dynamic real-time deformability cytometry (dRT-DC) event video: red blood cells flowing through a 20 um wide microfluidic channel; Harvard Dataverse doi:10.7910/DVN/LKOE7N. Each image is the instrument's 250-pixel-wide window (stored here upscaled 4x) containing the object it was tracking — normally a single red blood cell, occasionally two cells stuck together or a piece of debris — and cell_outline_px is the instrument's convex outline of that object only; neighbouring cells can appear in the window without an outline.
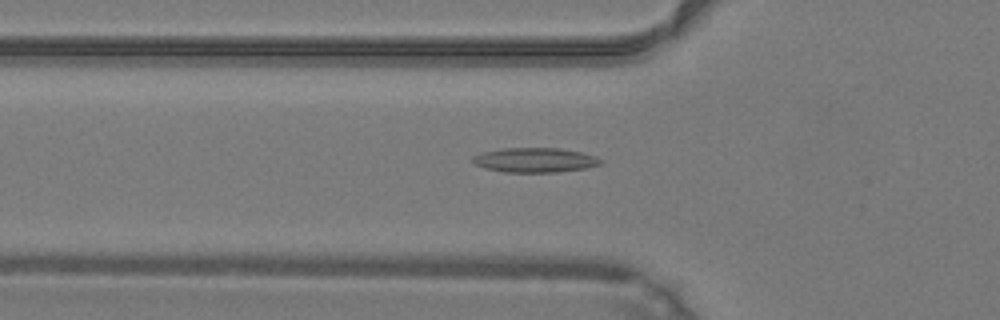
{"species": "common noctule bat (a hibernating species)", "species_latin": "Nyctalus noctula", "temperature_condition": "warm", "stored_images_in_passage": 49, "camera_frame_rate_fps": 3000, "um_per_image_px": 0.085, "animal": {"sex": "male", "body_mass_g": 19.2, "forearm_length_mm": 51.8}, "frame": {"image": 1, "passage_image": 17, "time_ms": 5.333, "image_size_px": [1000, 320], "cell_outline_px": [[604, 160], [600, 164], [584, 168], [556, 172], [504, 172], [484, 168], [476, 164], [472, 160], [472, 156], [484, 152], [504, 148], [560, 148], [580, 152], [596, 156]], "centroid_in_image_um": [45.47, 13.6], "position_along_channel_um": 80.3, "area_um2": 18.21}}
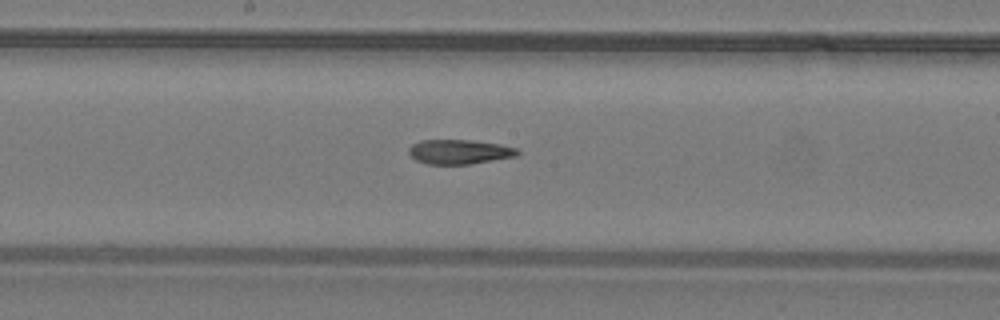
{"frame": {"image": 2, "passage_image": 26, "time_ms": 8.333, "image_size_px": [1000, 320], "cell_outline_px": [[520, 152], [516, 156], [468, 164], [428, 164], [416, 160], [408, 152], [408, 148], [412, 144], [420, 140], [472, 140], [500, 144], [516, 148]], "centroid_in_image_um": [39.02, 12.89], "position_along_channel_um": 209.2, "area_um2": 15.43}}
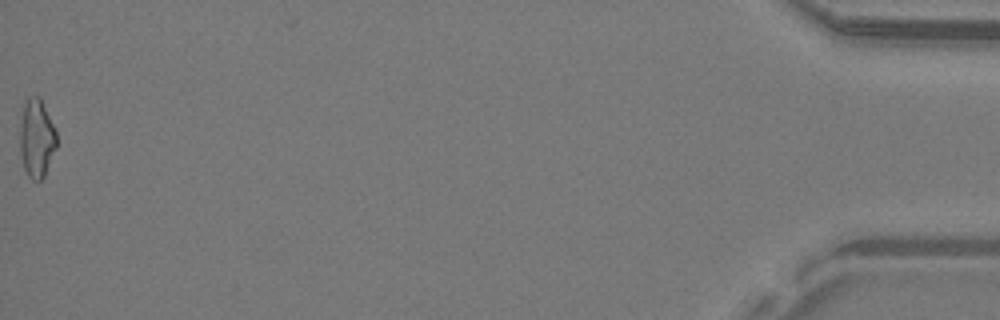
{"frame": {"image": 3, "passage_image": 49, "time_ms": 16.0, "image_size_px": [1000, 320], "cell_outline_px": [[56, 148], [44, 176], [40, 180], [32, 180], [28, 176], [24, 168], [20, 152], [20, 132], [24, 100], [28, 96], [40, 96], [56, 128]], "centroid_in_image_um": [3.12, 11.72], "position_along_channel_um": 432.1, "area_um2": 16.88}, "authors_computed_cell_mechanics": {"area_um2": 16.5308, "velocity_mm_per_s": 4.2654, "shape_relaxation_time_tau1_ms": null, "shape_relaxation_time_tau2_ms": 4.6607, "deformation_change_tau1": null, "deformation_change_tau2": 0.1518}}